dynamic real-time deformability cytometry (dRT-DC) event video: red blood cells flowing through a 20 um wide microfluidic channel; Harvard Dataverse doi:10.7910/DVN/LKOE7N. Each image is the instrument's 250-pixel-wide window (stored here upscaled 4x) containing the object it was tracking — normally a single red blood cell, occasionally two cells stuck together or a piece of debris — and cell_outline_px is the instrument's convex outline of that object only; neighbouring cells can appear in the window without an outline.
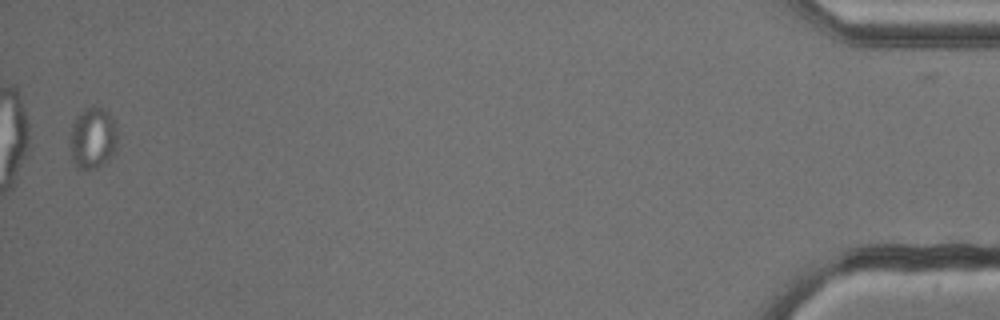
{"species": "common noctule bat (a hibernating species)", "species_latin": "Nyctalus noctula", "temperature_condition": "cold", "stored_images_in_passage": 40, "camera_frame_rate_fps": 3000, "um_per_image_px": 0.085, "animal": {"sex": "male", "body_mass_g": 13.3}, "frame": {"image": 1, "passage_image": 39, "time_ms": 12.667, "image_size_px": [1000, 320], "cell_outline_px": [[116, 152], [96, 168], [84, 172], [72, 160], [72, 124], [76, 116], [80, 112], [88, 108], [100, 108], [108, 112], [112, 116], [116, 124]], "centroid_in_image_um": [7.91, 11.75], "position_along_channel_um": 427.3, "area_um2": 16.65}}